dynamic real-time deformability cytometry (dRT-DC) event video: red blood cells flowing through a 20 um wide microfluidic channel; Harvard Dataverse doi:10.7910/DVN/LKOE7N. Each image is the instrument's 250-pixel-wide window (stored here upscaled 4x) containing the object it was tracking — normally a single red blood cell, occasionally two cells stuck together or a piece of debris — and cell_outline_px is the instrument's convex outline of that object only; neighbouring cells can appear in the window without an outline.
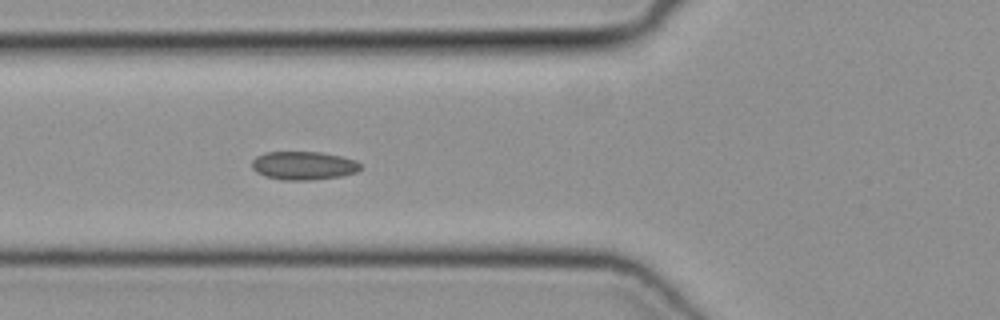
{"species": "common noctule bat (a hibernating species)", "species_latin": "Nyctalus noctula", "temperature_condition": "cold", "stored_images_in_passage": 49, "camera_frame_rate_fps": 3000, "um_per_image_px": 0.085, "animal": {"sex": "female", "body_mass_g": 19.3, "forearm_length_mm": 54.1}, "frame": {"image": 1, "passage_image": 18, "time_ms": 5.667, "image_size_px": [1000, 320], "cell_outline_px": [[360, 168], [356, 172], [340, 176], [312, 180], [280, 180], [264, 176], [256, 172], [252, 168], [252, 160], [256, 156], [264, 152], [320, 152], [340, 156], [356, 160], [360, 164]], "centroid_in_image_um": [25.76, 14.08], "position_along_channel_um": 100.0, "area_um2": 18.03}}
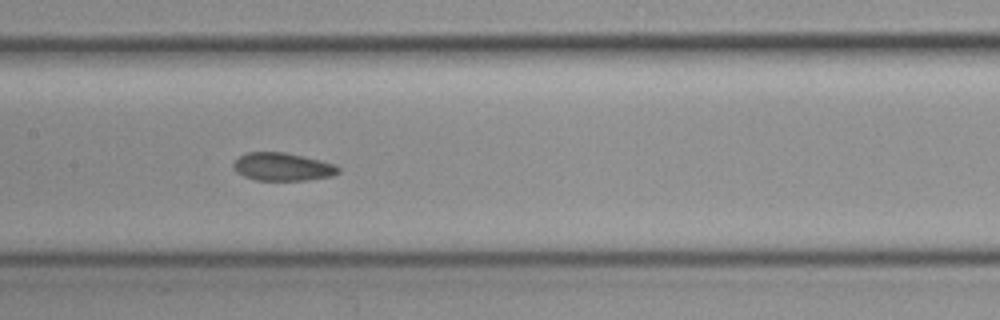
{"frame": {"image": 2, "passage_image": 24, "time_ms": 7.667, "image_size_px": [1000, 320], "cell_outline_px": [[340, 172], [332, 176], [308, 180], [256, 180], [244, 176], [236, 172], [232, 168], [232, 164], [240, 156], [248, 152], [284, 152], [336, 164], [340, 168]], "centroid_in_image_um": [24.02, 14.18], "position_along_channel_um": 183.4, "area_um2": 17.11}}
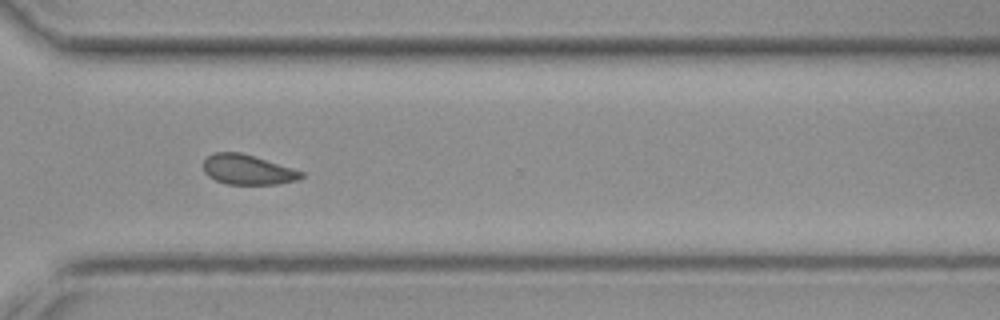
{"frame": {"image": 3, "passage_image": 36, "time_ms": 11.667, "image_size_px": [1000, 320], "cell_outline_px": [[304, 176], [300, 180], [280, 184], [228, 184], [216, 180], [208, 176], [204, 172], [204, 160], [212, 152], [240, 152], [292, 168], [304, 172]], "centroid_in_image_um": [21.06, 14.43], "position_along_channel_um": 349.5, "area_um2": 17.05}}